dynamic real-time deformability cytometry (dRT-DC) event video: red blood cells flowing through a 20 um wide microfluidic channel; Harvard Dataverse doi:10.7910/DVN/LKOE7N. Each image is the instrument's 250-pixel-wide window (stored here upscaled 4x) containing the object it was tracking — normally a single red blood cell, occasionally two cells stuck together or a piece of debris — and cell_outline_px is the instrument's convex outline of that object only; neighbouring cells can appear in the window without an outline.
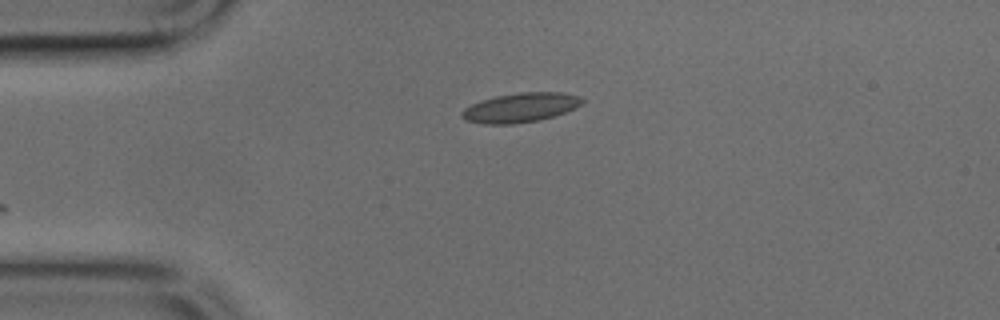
{"species": "common noctule bat (a hibernating species)", "species_latin": "Nyctalus noctula", "temperature_condition": "cold", "stored_images_in_passage": 29, "camera_frame_rate_fps": 3000, "um_per_image_px": 0.085, "animal": {"sex": "male", "body_mass_g": 17.9, "forearm_length_mm": 54.2}, "frame": {"image": 1, "passage_image": 1, "time_ms": 0.0, "image_size_px": [1000, 320], "cell_outline_px": [[584, 100], [576, 108], [540, 120], [512, 124], [484, 124], [464, 120], [460, 116], [460, 112], [464, 108], [480, 100], [496, 96], [520, 92], [564, 92], [580, 96]], "centroid_in_image_um": [44.21, 9.14], "position_along_channel_um": 40.8, "area_um2": 20.69}}
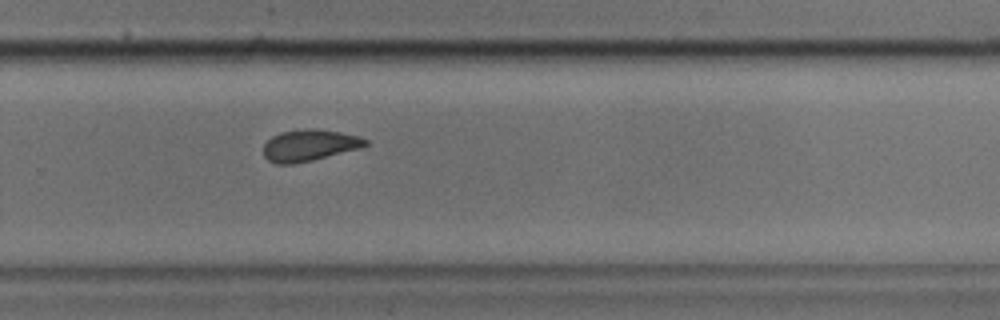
{"frame": {"image": 2, "passage_image": 22, "time_ms": 7.0, "image_size_px": [1000, 320], "cell_outline_px": [[368, 144], [360, 148], [312, 160], [292, 164], [276, 164], [268, 160], [264, 156], [264, 144], [272, 136], [280, 132], [308, 128], [316, 128], [340, 132], [360, 136], [368, 140]], "centroid_in_image_um": [26.29, 12.34], "position_along_channel_um": 303.5, "area_um2": 18.73}}
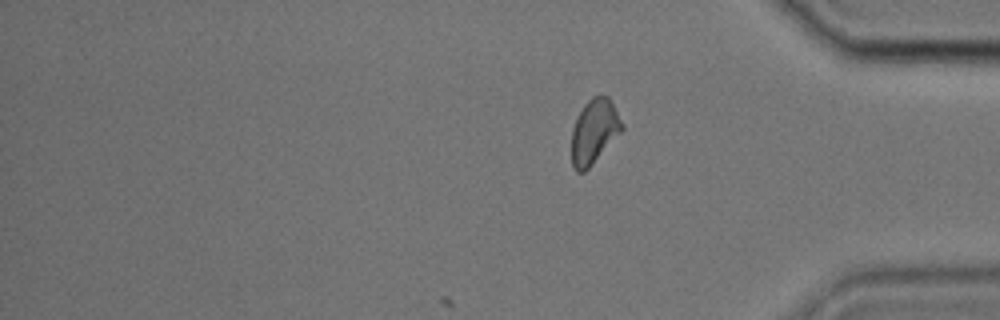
{"frame": {"image": 3, "passage_image": 29, "time_ms": 9.333, "image_size_px": [1000, 320], "cell_outline_px": [[624, 128], [592, 164], [584, 172], [576, 172], [572, 168], [572, 128], [584, 104], [592, 96], [608, 96], [612, 100], [624, 124]], "centroid_in_image_um": [50.51, 11.16], "position_along_channel_um": 384.7, "area_um2": 18.84}}